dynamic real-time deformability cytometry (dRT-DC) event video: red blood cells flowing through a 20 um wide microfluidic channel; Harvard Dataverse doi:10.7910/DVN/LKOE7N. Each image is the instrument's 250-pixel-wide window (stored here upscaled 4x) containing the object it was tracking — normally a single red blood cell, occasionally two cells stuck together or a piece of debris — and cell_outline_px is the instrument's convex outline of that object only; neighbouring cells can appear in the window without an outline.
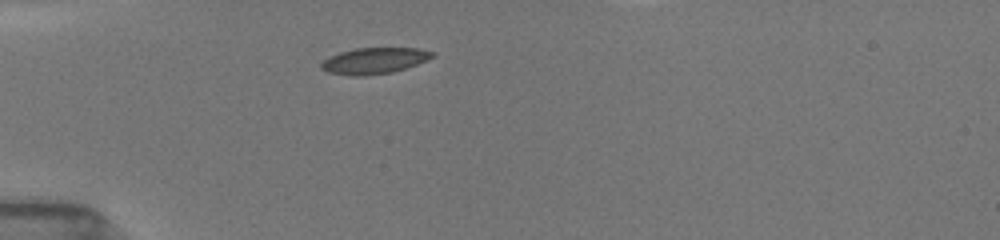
{"species": "common noctule bat (a hibernating species)", "species_latin": "Nyctalus noctula", "temperature_condition": "room temperature", "stored_images_in_passage": 5, "camera_frame_rate_fps": 3000, "um_per_image_px": 0.085, "animal": {"sex": "female", "body_mass_g": 19.5, "forearm_length_mm": 54.1}, "frame": {"image": 1, "passage_image": 1, "time_ms": 0.0, "image_size_px": [1000, 240], "cell_outline_px": [[436, 56], [416, 64], [392, 72], [364, 76], [352, 76], [328, 72], [320, 68], [320, 64], [328, 56], [340, 52], [356, 48], [420, 48], [436, 52]], "centroid_in_image_um": [31.81, 5.15], "position_along_channel_um": 53.2, "area_um2": 16.99}}
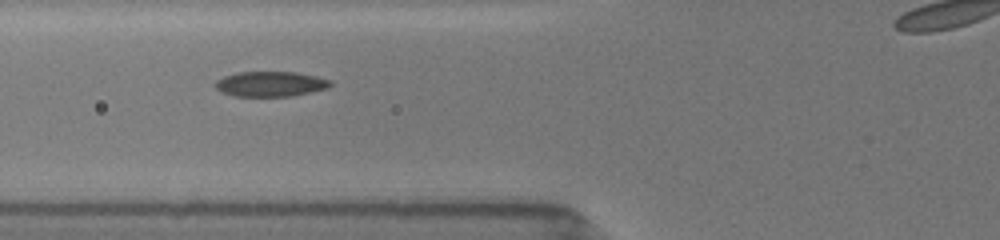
{"frame": {"image": 2, "passage_image": 3, "time_ms": 1.667, "image_size_px": [1000, 240], "cell_outline_px": [[332, 84], [328, 88], [292, 96], [232, 96], [216, 88], [212, 84], [216, 80], [224, 76], [236, 72], [296, 72], [316, 76], [332, 80]], "centroid_in_image_um": [22.98, 7.13], "position_along_channel_um": 102.8, "area_um2": 16.94}}
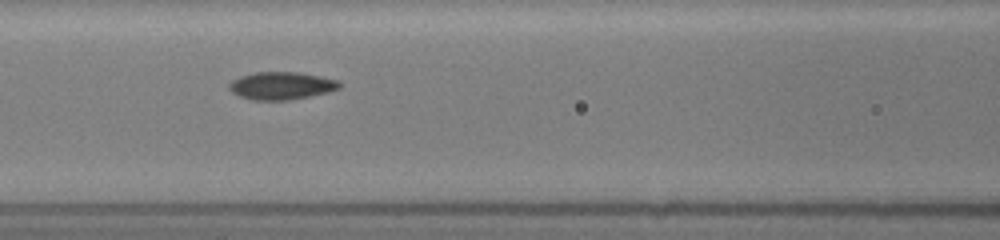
{"frame": {"image": 3, "passage_image": 4, "time_ms": 2.667, "image_size_px": [1000, 240], "cell_outline_px": [[340, 88], [328, 92], [288, 100], [252, 100], [240, 96], [232, 92], [228, 88], [228, 84], [232, 80], [240, 76], [256, 72], [300, 72], [320, 76], [336, 80], [340, 84]], "centroid_in_image_um": [23.88, 7.28], "position_along_channel_um": 142.7, "area_um2": 17.69}}